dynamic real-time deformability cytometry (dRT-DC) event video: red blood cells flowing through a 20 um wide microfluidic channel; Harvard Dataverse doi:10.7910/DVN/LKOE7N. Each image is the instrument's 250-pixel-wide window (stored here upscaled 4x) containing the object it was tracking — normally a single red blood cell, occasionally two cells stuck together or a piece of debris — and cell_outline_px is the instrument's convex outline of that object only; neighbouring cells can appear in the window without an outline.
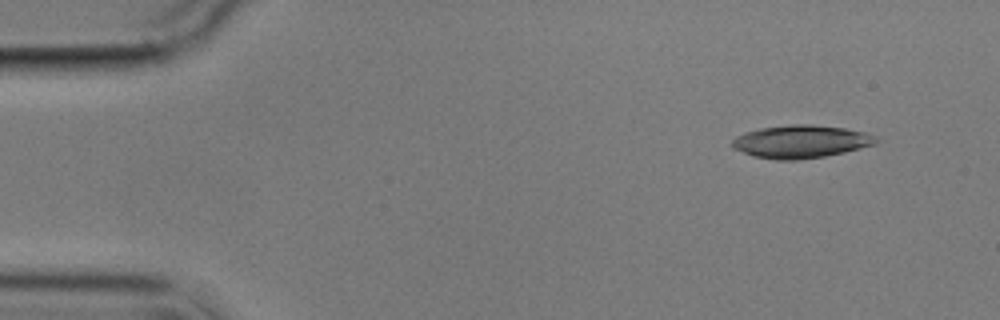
{"species": "common noctule bat (a hibernating species)", "species_latin": "Nyctalus noctula", "temperature_condition": "cold", "stored_images_in_passage": 4, "camera_frame_rate_fps": 3000, "um_per_image_px": 0.085, "animal": {"sex": "male", "body_mass_g": 17.9}, "frame": {"image": 1, "passage_image": 1, "time_ms": 0.0, "image_size_px": [1000, 320], "cell_outline_px": [[880, 140], [876, 144], [844, 152], [824, 156], [796, 160], [776, 160], [756, 156], [732, 148], [732, 140], [736, 136], [744, 132], [760, 128], [792, 124], [812, 124], [844, 128], [864, 132], [876, 136]], "centroid_in_image_um": [68.08, 12.03], "position_along_channel_um": 16.9, "area_um2": 27.51}}
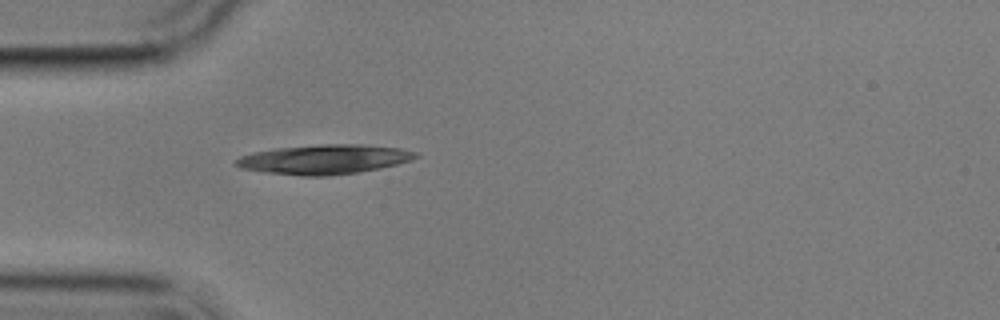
{"frame": {"image": 2, "passage_image": 4, "time_ms": 3.667, "image_size_px": [1000, 320], "cell_outline_px": [[420, 156], [412, 160], [380, 168], [356, 172], [328, 176], [304, 176], [264, 172], [240, 168], [232, 164], [240, 156], [252, 152], [276, 148], [320, 144], [364, 144], [400, 148], [416, 152]], "centroid_in_image_um": [27.54, 13.54], "position_along_channel_um": 57.5, "area_um2": 31.04}}